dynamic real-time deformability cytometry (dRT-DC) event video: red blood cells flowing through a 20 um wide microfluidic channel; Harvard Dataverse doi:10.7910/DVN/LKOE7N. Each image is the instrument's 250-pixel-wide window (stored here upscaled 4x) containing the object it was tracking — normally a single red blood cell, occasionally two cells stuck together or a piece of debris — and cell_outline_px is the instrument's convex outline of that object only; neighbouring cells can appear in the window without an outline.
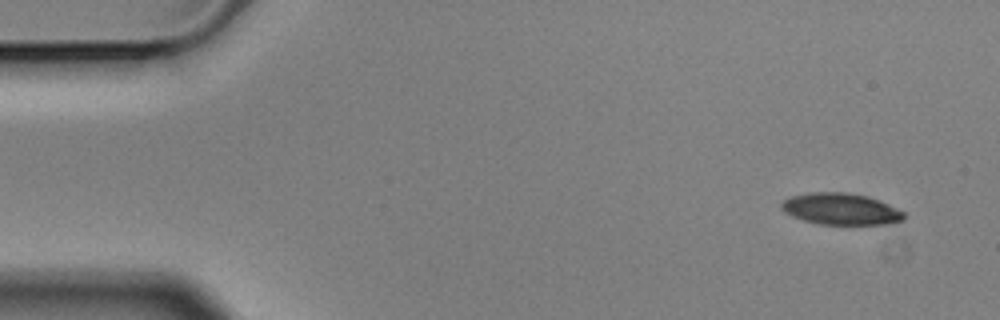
{"species": "Egyptian fruit bat (a non-hibernating species)", "species_latin": "Rousettus aegyptiacus", "temperature_condition": "cold", "stored_images_in_passage": 4, "camera_frame_rate_fps": 3000, "um_per_image_px": 0.085, "animal": {"sex": "male"}, "frame": {"image": 1, "passage_image": 1, "time_ms": 0.0, "image_size_px": [1000, 320], "cell_outline_px": [[904, 220], [888, 224], [820, 224], [804, 220], [792, 216], [784, 212], [780, 208], [780, 204], [784, 200], [792, 196], [808, 192], [848, 192], [868, 196], [880, 200], [904, 212]], "centroid_in_image_um": [71.46, 17.75], "position_along_channel_um": 13.5, "area_um2": 22.6}}
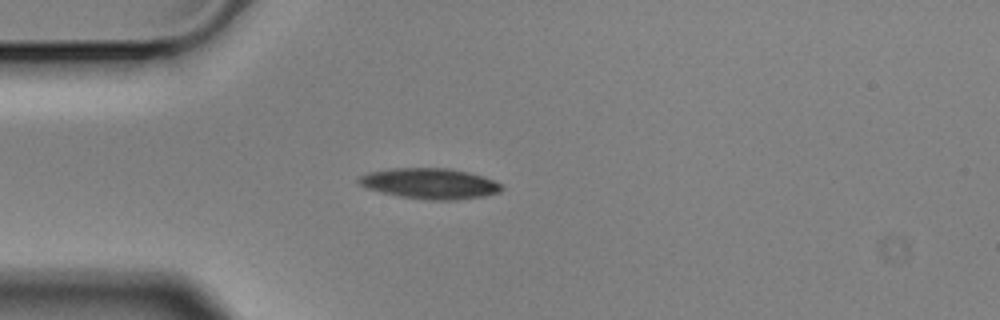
{"frame": {"image": 2, "passage_image": 4, "time_ms": 1.0, "image_size_px": [1000, 320], "cell_outline_px": [[504, 188], [500, 192], [484, 196], [456, 200], [428, 200], [400, 196], [380, 192], [368, 188], [360, 184], [356, 180], [360, 176], [368, 172], [392, 168], [448, 168], [468, 172], [492, 180], [500, 184]], "centroid_in_image_um": [36.52, 15.6], "position_along_channel_um": 48.5, "area_um2": 25.37}}